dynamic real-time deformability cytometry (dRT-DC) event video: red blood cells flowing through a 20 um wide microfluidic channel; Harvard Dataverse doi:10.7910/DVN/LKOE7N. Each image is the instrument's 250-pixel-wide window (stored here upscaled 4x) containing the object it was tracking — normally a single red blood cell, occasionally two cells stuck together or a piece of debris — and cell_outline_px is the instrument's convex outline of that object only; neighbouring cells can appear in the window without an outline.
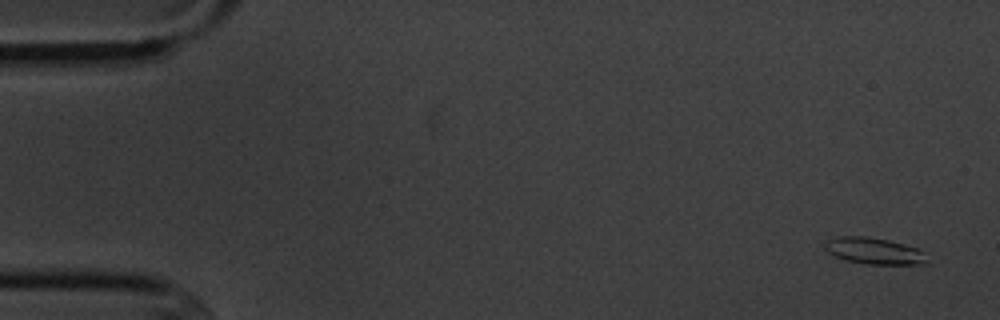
{"species": "common noctule bat (a hibernating species)", "species_latin": "Nyctalus noctula", "temperature_condition": "cold", "stored_images_in_passage": 5, "camera_frame_rate_fps": 3000, "um_per_image_px": 0.085, "animal": {"sex": "male", "body_mass_g": 20.1, "forearm_length_mm": 53.5}, "frame": {"image": 1, "passage_image": 1, "time_ms": 0.0, "image_size_px": [1000, 320], "cell_outline_px": [[928, 264], [864, 264], [844, 260], [832, 256], [824, 248], [824, 244], [828, 240], [840, 236], [868, 236], [888, 240], [904, 244], [916, 248], [920, 252]], "centroid_in_image_um": [74.2, 21.33], "position_along_channel_um": 10.8, "area_um2": 15.66}}